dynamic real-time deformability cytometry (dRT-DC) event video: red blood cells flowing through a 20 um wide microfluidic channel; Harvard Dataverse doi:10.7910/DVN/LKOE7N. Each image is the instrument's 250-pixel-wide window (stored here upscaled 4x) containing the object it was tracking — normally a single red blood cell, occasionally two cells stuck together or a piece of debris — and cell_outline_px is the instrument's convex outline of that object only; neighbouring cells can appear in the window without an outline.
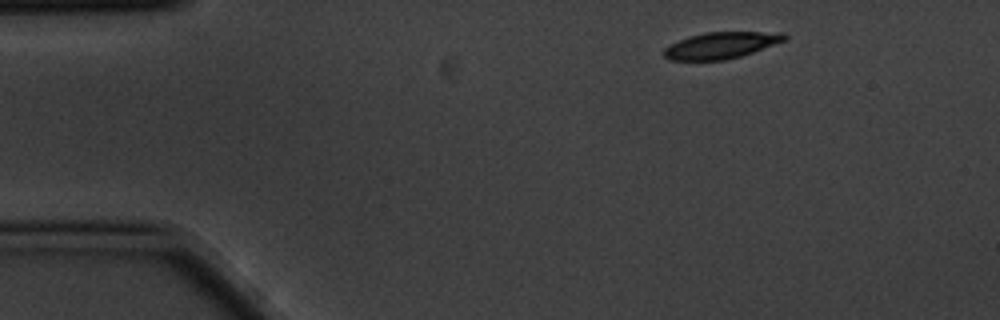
{"species": "common noctule bat (a hibernating species)", "species_latin": "Nyctalus noctula", "temperature_condition": "cold", "stored_images_in_passage": 3, "camera_frame_rate_fps": 3000, "um_per_image_px": 0.085, "animal": {"sex": "male", "body_mass_g": 20.1, "forearm_length_mm": 53.5}, "frame": {"image": 1, "passage_image": 1, "time_ms": 0.0, "image_size_px": [1000, 320], "cell_outline_px": [[788, 36], [784, 40], [752, 52], [740, 56], [724, 60], [668, 60], [664, 56], [664, 48], [668, 44], [688, 36], [704, 32], [784, 32]], "centroid_in_image_um": [61.23, 3.84], "position_along_channel_um": 23.8, "area_um2": 18.55}}